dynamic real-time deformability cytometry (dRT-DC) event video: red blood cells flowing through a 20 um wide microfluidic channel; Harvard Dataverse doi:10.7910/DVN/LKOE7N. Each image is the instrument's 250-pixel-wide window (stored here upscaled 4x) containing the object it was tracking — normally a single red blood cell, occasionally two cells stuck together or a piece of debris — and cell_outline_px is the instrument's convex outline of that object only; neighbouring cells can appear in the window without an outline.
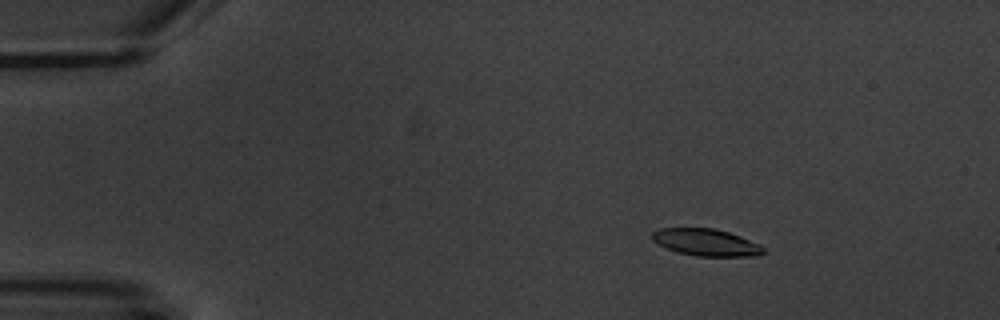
{"species": "common noctule bat (a hibernating species)", "species_latin": "Nyctalus noctula", "temperature_condition": "warm", "stored_images_in_passage": 9, "camera_frame_rate_fps": 3000, "um_per_image_px": 0.085, "animal": {"sex": "male", "body_mass_g": 20.1, "forearm_length_mm": 53.5}, "frame": {"image": 1, "passage_image": 3, "time_ms": 2.333, "image_size_px": [1000, 320], "cell_outline_px": [[768, 252], [760, 256], [696, 256], [676, 252], [652, 240], [652, 232], [660, 228], [712, 228], [728, 232], [740, 236], [760, 244]], "centroid_in_image_um": [60.07, 20.61], "position_along_channel_um": 24.9, "area_um2": 17.57}}
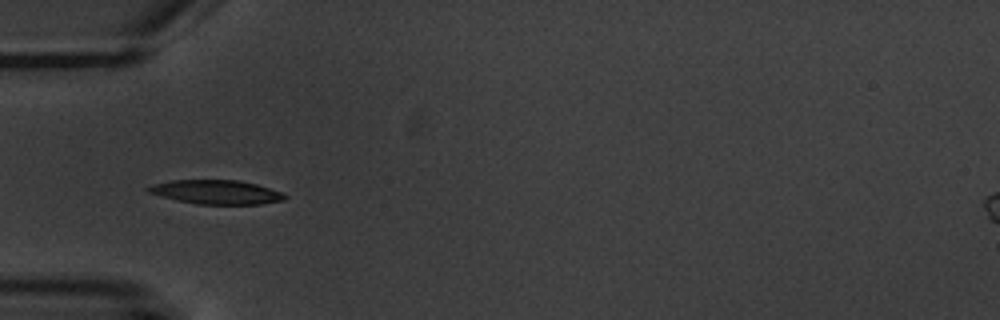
{"frame": {"image": 2, "passage_image": 6, "time_ms": 5.667, "image_size_px": [1000, 320], "cell_outline_px": [[288, 196], [284, 200], [260, 204], [196, 204], [176, 200], [160, 196], [148, 192], [148, 188], [152, 184], [172, 180], [240, 180], [256, 184], [280, 192]], "centroid_in_image_um": [18.37, 16.33], "position_along_channel_um": 66.6, "area_um2": 19.02}}